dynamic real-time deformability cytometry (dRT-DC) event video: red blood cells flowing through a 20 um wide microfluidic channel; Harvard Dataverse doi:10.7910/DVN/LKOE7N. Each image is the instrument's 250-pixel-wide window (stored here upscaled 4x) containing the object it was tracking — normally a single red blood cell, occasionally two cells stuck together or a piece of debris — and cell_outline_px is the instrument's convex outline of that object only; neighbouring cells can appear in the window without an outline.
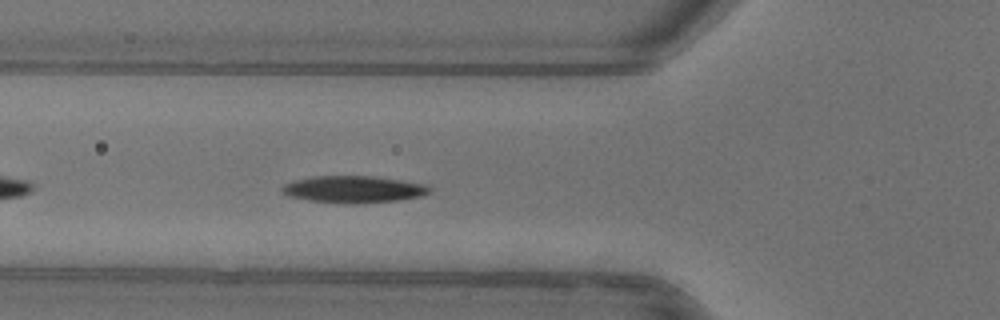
{"species": "common noctule bat (a hibernating species)", "species_latin": "Nyctalus noctula", "temperature_condition": "warm", "stored_images_in_passage": 39, "camera_frame_rate_fps": 3000, "um_per_image_px": 0.085, "animal": {"sex": "female"}, "frame": {"image": 1, "passage_image": 6, "time_ms": 1.667, "image_size_px": [1000, 320], "cell_outline_px": [[432, 192], [424, 196], [396, 200], [356, 204], [352, 204], [312, 200], [288, 196], [280, 192], [280, 188], [284, 184], [292, 180], [312, 176], [372, 176], [400, 180], [424, 184], [432, 188]], "centroid_in_image_um": [30.04, 16.08], "position_along_channel_um": 95.8, "area_um2": 23.24}, "authors_computed_cell_mechanics": {"area_um2": 22.4264, "velocity_mm_per_s": 3.9415, "shape_relaxation_time_tau1_ms": 2.6731, "shape_relaxation_time_tau2_ms": null, "deformation_change_tau1": 0.1351, "deformation_change_tau2": null}}